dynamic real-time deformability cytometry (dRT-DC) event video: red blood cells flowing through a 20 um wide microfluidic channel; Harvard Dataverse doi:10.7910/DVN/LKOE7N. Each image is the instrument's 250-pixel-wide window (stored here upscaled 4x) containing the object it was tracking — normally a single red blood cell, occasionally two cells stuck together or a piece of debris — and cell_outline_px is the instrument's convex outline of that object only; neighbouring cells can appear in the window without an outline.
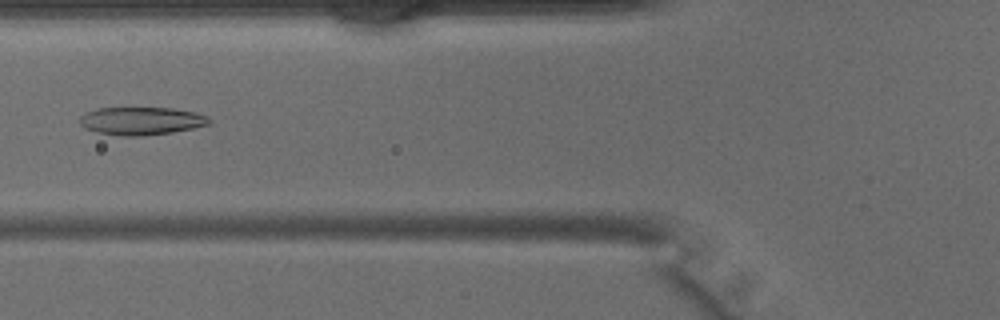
{"species": "common noctule bat (a hibernating species)", "species_latin": "Nyctalus noctula", "temperature_condition": "warm", "stored_images_in_passage": 44, "camera_frame_rate_fps": 3000, "um_per_image_px": 0.085, "animal": {"sex": "male", "body_mass_g": 15.6}, "frame": {"image": 1, "passage_image": 17, "time_ms": 5.333, "image_size_px": [1000, 320], "cell_outline_px": [[212, 124], [172, 132], [144, 136], [124, 136], [96, 132], [84, 128], [80, 124], [80, 116], [96, 108], [172, 108], [196, 112], [212, 120]], "centroid_in_image_um": [12.02, 10.28], "position_along_channel_um": 113.8, "area_um2": 21.04}}
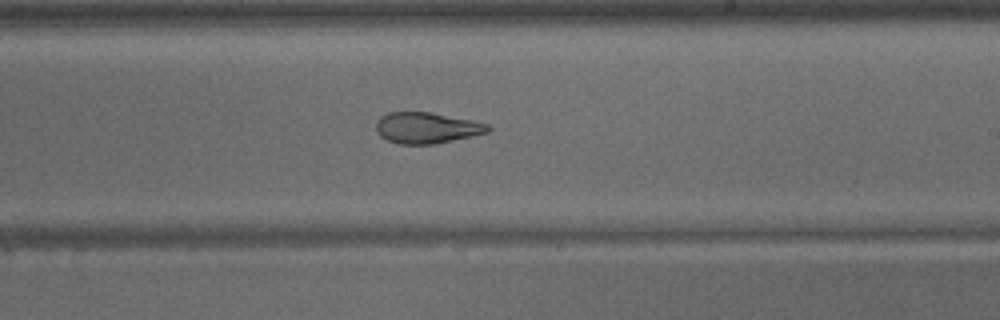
{"frame": {"image": 2, "passage_image": 26, "time_ms": 8.333, "image_size_px": [1000, 320], "cell_outline_px": [[492, 128], [488, 132], [472, 136], [436, 144], [396, 144], [380, 136], [376, 132], [376, 120], [380, 116], [388, 112], [428, 112], [472, 120], [488, 124]], "centroid_in_image_um": [36.24, 10.87], "position_along_channel_um": 252.8, "area_um2": 20.35}}
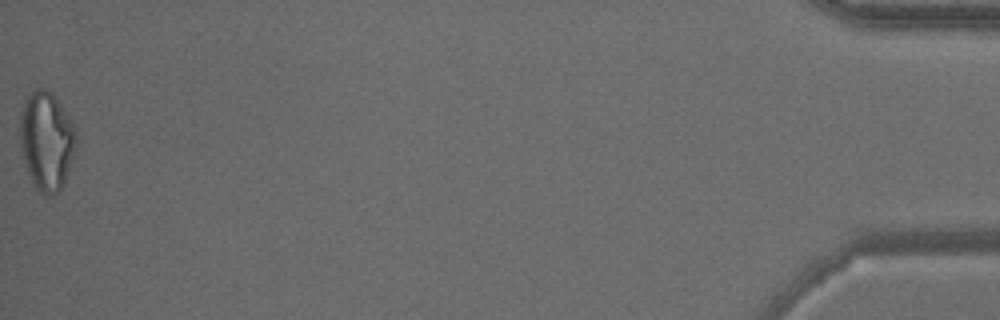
{"frame": {"image": 3, "passage_image": 44, "time_ms": 14.333, "image_size_px": [1000, 320], "cell_outline_px": [[76, 136], [72, 160], [64, 180], [60, 188], [52, 196], [44, 196], [36, 188], [24, 164], [20, 144], [20, 116], [24, 100], [36, 88], [48, 88], [52, 92], [60, 104], [76, 132]], "centroid_in_image_um": [3.92, 11.96], "position_along_channel_um": 431.3, "area_um2": 31.85}}